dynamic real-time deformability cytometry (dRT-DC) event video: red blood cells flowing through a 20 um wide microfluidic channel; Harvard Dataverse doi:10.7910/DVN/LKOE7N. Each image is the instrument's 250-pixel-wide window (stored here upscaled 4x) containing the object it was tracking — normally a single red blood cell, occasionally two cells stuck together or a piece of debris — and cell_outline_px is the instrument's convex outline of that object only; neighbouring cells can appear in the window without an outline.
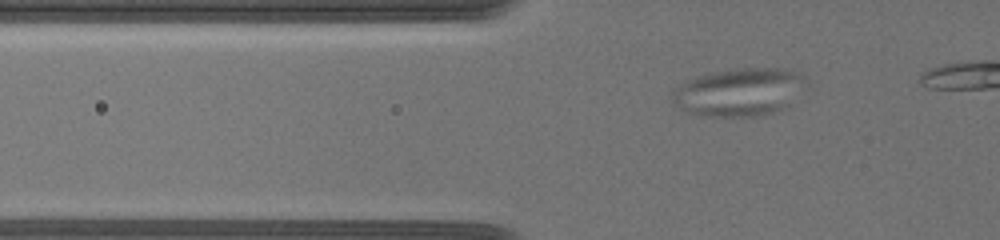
{"species": "common noctule bat (a hibernating species)", "species_latin": "Nyctalus noctula", "temperature_condition": "warm", "stored_images_in_passage": 45, "segment_of_instrument_passage": [1, 2], "camera_frame_rate_fps": 3000, "um_per_image_px": 0.085, "animal": {"sex": "female", "body_mass_g": 19.5, "forearm_length_mm": 54.1}, "frame": {"image": 1, "passage_image": 18, "time_ms": 3.333, "image_size_px": [1000, 240], "cell_outline_px": [[800, 76], [780, 104], [772, 112], [764, 116], [696, 116], [676, 104], [676, 92], [688, 80], [696, 76], [712, 72], [740, 68], [776, 68], [792, 72]], "centroid_in_image_um": [62.58, 7.83], "position_along_channel_um": 63.2, "area_um2": 33.99}}
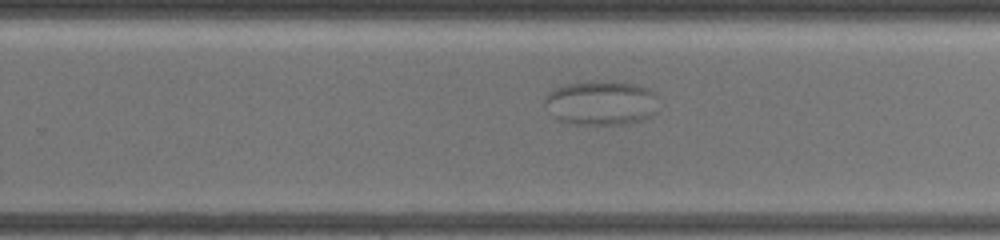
{"frame": {"image": 2, "passage_image": 34, "time_ms": 10.0, "image_size_px": [1000, 240], "cell_outline_px": [[656, 112], [652, 116], [640, 120], [624, 124], [576, 124], [560, 120], [552, 116], [544, 104], [544, 96], [552, 88], [568, 84], [632, 84], [648, 88], [652, 92]], "centroid_in_image_um": [51.02, 8.8], "position_along_channel_um": 278.8, "area_um2": 28.32}}
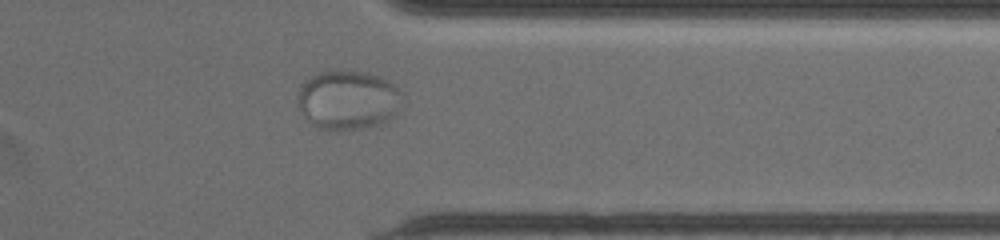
{"frame": {"image": 3, "passage_image": 42, "time_ms": 13.0, "image_size_px": [1000, 240], "cell_outline_px": [[400, 92], [396, 112], [388, 120], [380, 124], [368, 128], [336, 132], [320, 128], [308, 120], [300, 108], [300, 88], [308, 76], [320, 72], [368, 72], [380, 76], [388, 80]], "centroid_in_image_um": [29.57, 8.53], "position_along_channel_um": 381.8, "area_um2": 35.55}}